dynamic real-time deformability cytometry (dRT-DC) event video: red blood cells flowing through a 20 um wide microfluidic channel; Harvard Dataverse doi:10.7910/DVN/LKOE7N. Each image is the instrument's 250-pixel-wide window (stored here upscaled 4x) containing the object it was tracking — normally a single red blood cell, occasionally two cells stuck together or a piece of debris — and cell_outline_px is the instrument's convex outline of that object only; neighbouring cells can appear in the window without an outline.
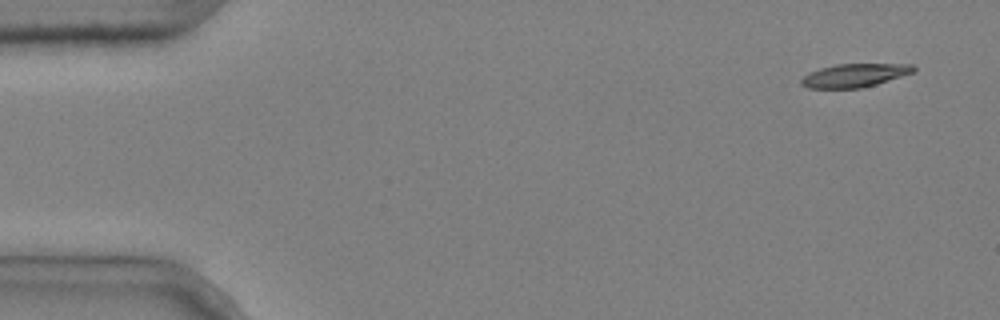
{"species": "common noctule bat (a hibernating species)", "species_latin": "Nyctalus noctula", "temperature_condition": "cold", "stored_images_in_passage": 3, "camera_frame_rate_fps": 3000, "um_per_image_px": 0.085, "animal": {"sex": "male", "body_mass_g": 20.4}, "frame": {"image": 1, "passage_image": 1, "time_ms": 0.0, "image_size_px": [1000, 320], "cell_outline_px": [[916, 72], [876, 84], [860, 88], [808, 88], [800, 84], [800, 80], [808, 72], [820, 68], [836, 64], [912, 64], [916, 68]], "centroid_in_image_um": [72.64, 6.4], "position_along_channel_um": 12.4, "area_um2": 15.37}}